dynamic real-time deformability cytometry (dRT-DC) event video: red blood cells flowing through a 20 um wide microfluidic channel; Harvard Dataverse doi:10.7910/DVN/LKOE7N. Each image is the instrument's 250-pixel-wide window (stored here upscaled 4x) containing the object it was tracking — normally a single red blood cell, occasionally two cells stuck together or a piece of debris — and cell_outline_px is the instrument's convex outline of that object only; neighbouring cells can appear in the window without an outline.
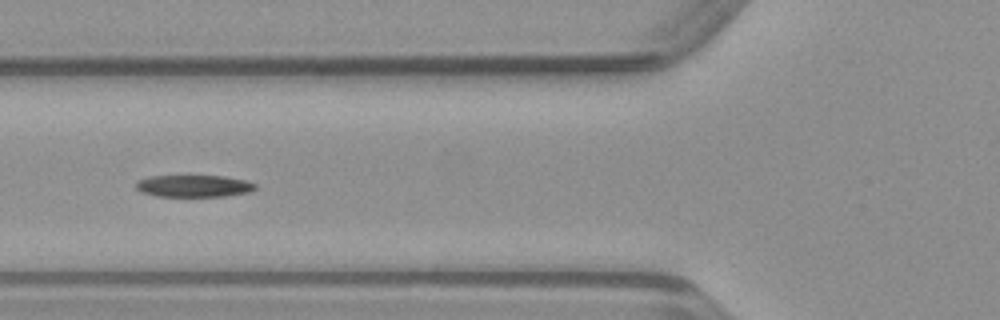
{"species": "common noctule bat (a hibernating species)", "species_latin": "Nyctalus noctula", "temperature_condition": "warm", "stored_images_in_passage": 42, "segment_of_instrument_passage": [2, 2], "camera_frame_rate_fps": 3000, "um_per_image_px": 0.085, "animal": {"sex": "male", "body_mass_g": 23.1, "forearm_length_mm": 52.7}, "frame": {"image": 1, "passage_image": 19, "time_ms": 6.0, "image_size_px": [1000, 320], "cell_outline_px": [[256, 188], [252, 192], [224, 196], [156, 196], [140, 192], [136, 188], [136, 184], [140, 180], [148, 176], [224, 176], [248, 180], [256, 184]], "centroid_in_image_um": [16.52, 15.81], "position_along_channel_um": 109.3, "area_um2": 15.37}}
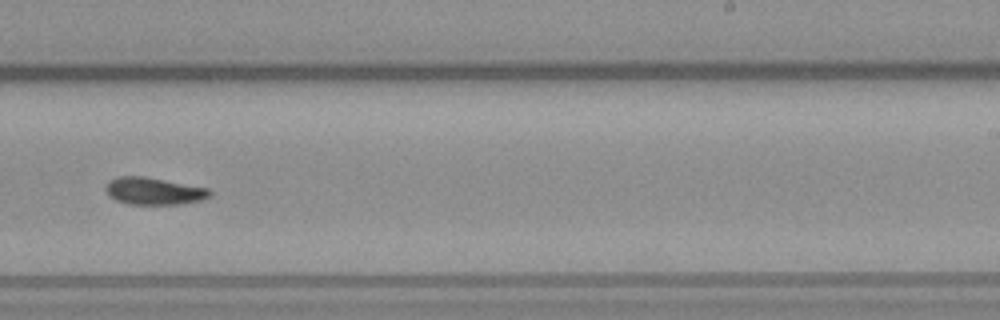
{"frame": {"image": 2, "passage_image": 31, "time_ms": 10.0, "image_size_px": [1000, 320], "cell_outline_px": [[212, 196], [200, 200], [184, 204], [128, 204], [116, 200], [104, 188], [108, 180], [116, 176], [144, 176], [208, 188], [212, 192]], "centroid_in_image_um": [13.08, 16.23], "position_along_channel_um": 275.9, "area_um2": 16.53}}
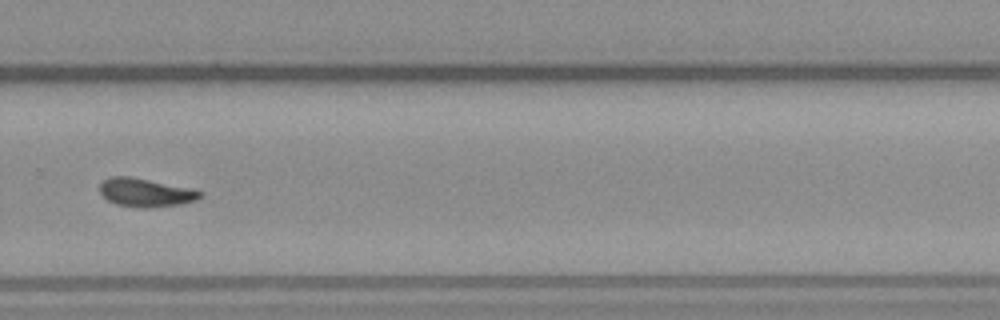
{"frame": {"image": 3, "passage_image": 34, "time_ms": 11.0, "image_size_px": [1000, 320], "cell_outline_px": [[204, 196], [196, 200], [184, 204], [148, 208], [144, 208], [116, 204], [108, 200], [100, 192], [100, 184], [104, 180], [112, 176], [132, 176], [192, 188], [200, 192]], "centroid_in_image_um": [12.41, 16.36], "position_along_channel_um": 317.4, "area_um2": 16.76}}